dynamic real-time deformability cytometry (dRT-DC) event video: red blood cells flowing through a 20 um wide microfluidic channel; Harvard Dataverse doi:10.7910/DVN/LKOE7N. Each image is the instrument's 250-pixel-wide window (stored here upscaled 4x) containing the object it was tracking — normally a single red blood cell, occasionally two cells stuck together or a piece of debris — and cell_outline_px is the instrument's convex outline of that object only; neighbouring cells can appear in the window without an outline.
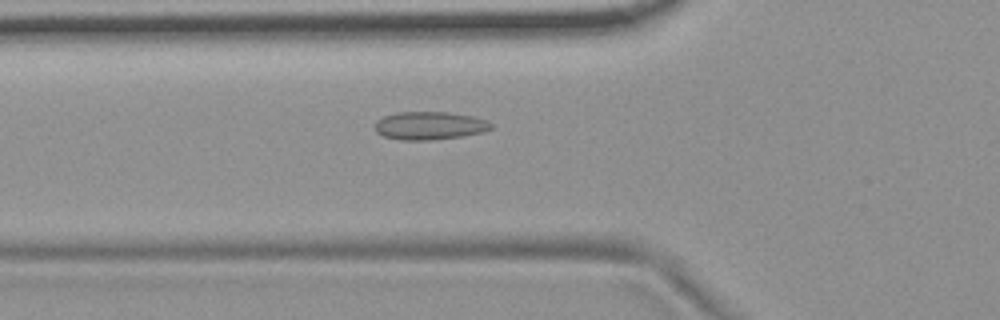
{"species": "common noctule bat (a hibernating species)", "species_latin": "Nyctalus noctula", "temperature_condition": "room temperature", "stored_images_in_passage": 46, "camera_frame_rate_fps": 3000, "um_per_image_px": 0.085, "animal": {"sex": "female", "body_mass_g": 19.9}, "frame": {"image": 1, "passage_image": 11, "time_ms": 3.333, "image_size_px": [1000, 320], "cell_outline_px": [[492, 128], [484, 132], [464, 136], [432, 140], [400, 140], [384, 136], [376, 132], [376, 120], [384, 116], [396, 112], [448, 112], [472, 116], [488, 120], [492, 124]], "centroid_in_image_um": [36.54, 10.68], "position_along_channel_um": 89.3, "area_um2": 19.13}}
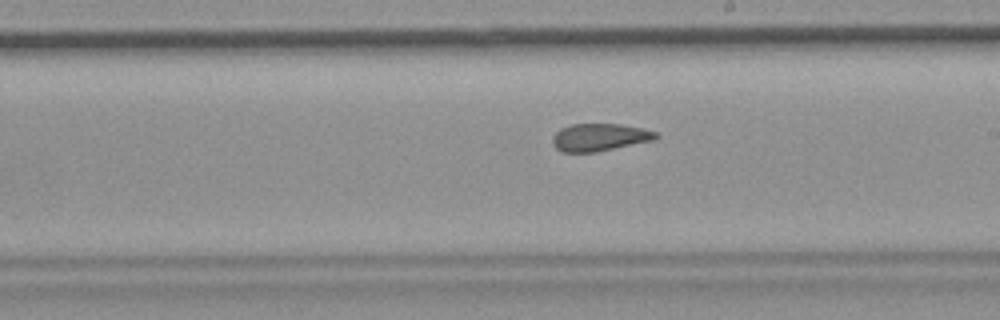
{"frame": {"image": 2, "passage_image": 23, "time_ms": 7.333, "image_size_px": [1000, 320], "cell_outline_px": [[660, 136], [652, 140], [596, 152], [560, 152], [552, 144], [552, 136], [560, 128], [572, 124], [620, 124], [644, 128], [656, 132]], "centroid_in_image_um": [50.93, 11.66], "position_along_channel_um": 238.1, "area_um2": 16.59}}
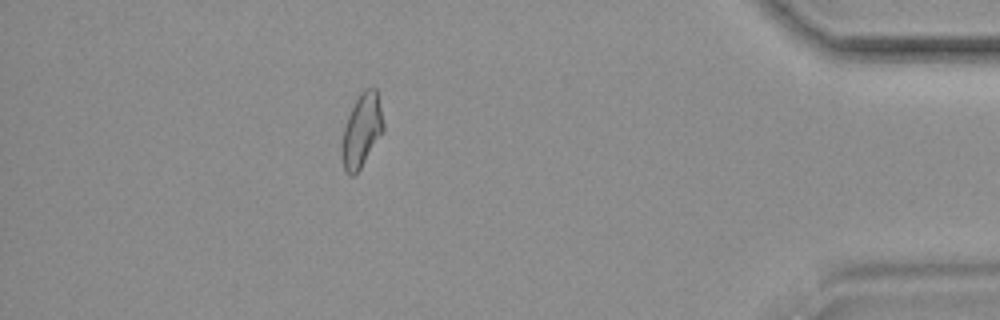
{"frame": {"image": 3, "passage_image": 40, "time_ms": 13.0, "image_size_px": [1000, 320], "cell_outline_px": [[384, 132], [360, 168], [352, 176], [348, 176], [344, 172], [340, 152], [340, 144], [344, 128], [348, 116], [360, 92], [364, 88], [376, 88], [384, 124]], "centroid_in_image_um": [30.72, 11.13], "position_along_channel_um": 404.5, "area_um2": 17.92}, "authors_computed_cell_mechanics": {"area_um2": 17.7735, "velocity_mm_per_s": 3.7251, "shape_relaxation_time_tau1_ms": null, "shape_relaxation_time_tau2_ms": 1.8736, "deformation_change_tau1": null, "deformation_change_tau2": 0.0851}}